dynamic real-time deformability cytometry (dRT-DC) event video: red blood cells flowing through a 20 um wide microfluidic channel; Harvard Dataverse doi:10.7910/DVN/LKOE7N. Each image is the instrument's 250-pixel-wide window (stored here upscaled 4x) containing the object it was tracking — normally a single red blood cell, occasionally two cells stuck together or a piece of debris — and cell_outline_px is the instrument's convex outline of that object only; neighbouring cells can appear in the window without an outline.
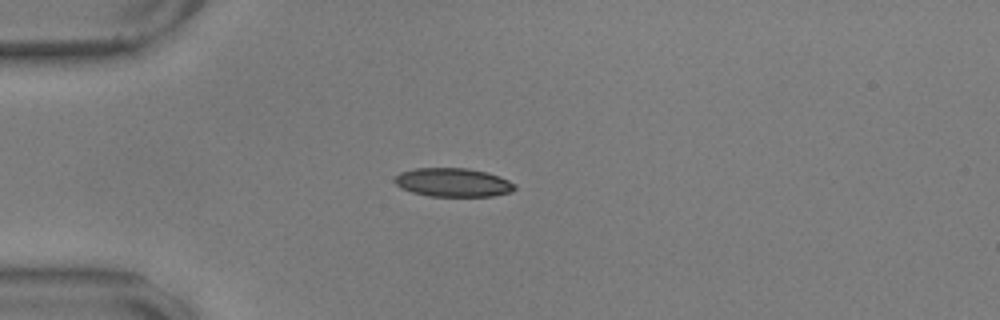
{"species": "common noctule bat (a hibernating species)", "species_latin": "Nyctalus noctula", "temperature_condition": "warm", "stored_images_in_passage": 42, "camera_frame_rate_fps": 3000, "um_per_image_px": 0.085, "animal": {"sex": "male", "body_mass_g": 17.9, "forearm_length_mm": 54.2}, "frame": {"image": 1, "passage_image": 1, "time_ms": 0.0, "image_size_px": [1000, 320], "cell_outline_px": [[516, 188], [512, 192], [492, 196], [428, 196], [412, 192], [400, 188], [392, 180], [400, 172], [416, 168], [468, 168], [488, 172], [500, 176], [516, 184]], "centroid_in_image_um": [38.52, 15.5], "position_along_channel_um": 46.5, "area_um2": 20.29}}
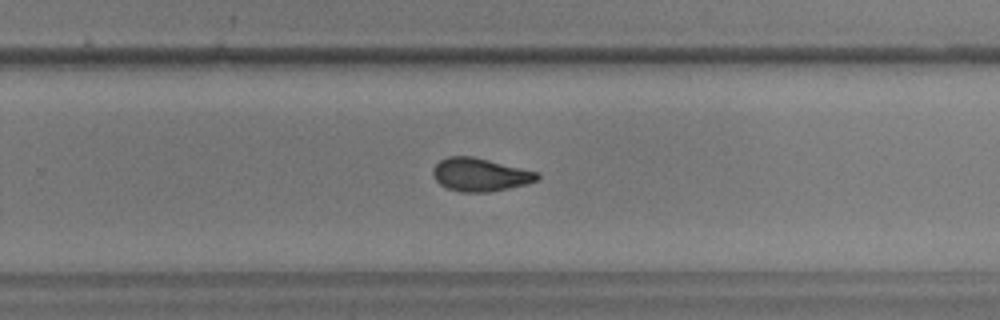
{"frame": {"image": 2, "passage_image": 23, "time_ms": 7.333, "image_size_px": [1000, 320], "cell_outline_px": [[540, 176], [536, 180], [524, 184], [508, 188], [488, 192], [460, 192], [448, 188], [440, 184], [432, 176], [432, 168], [440, 160], [448, 156], [472, 156], [540, 172]], "centroid_in_image_um": [40.78, 14.84], "position_along_channel_um": 289.0, "area_um2": 20.11}}
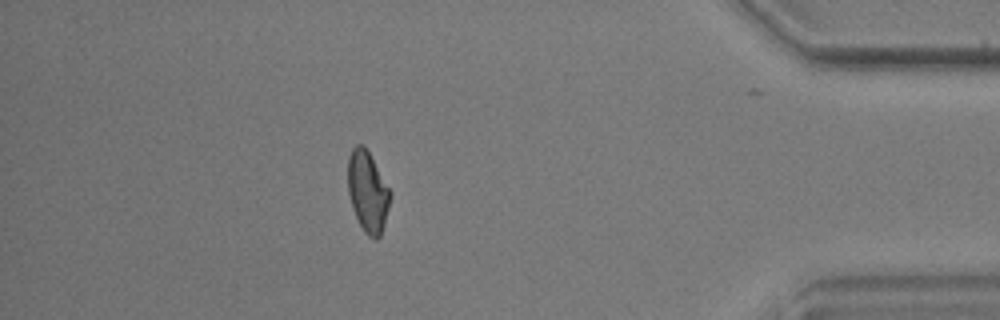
{"frame": {"image": 3, "passage_image": 36, "time_ms": 11.667, "image_size_px": [1000, 320], "cell_outline_px": [[392, 196], [384, 224], [380, 236], [376, 240], [368, 236], [364, 232], [352, 208], [348, 192], [348, 156], [352, 148], [356, 144], [364, 144], [392, 192]], "centroid_in_image_um": [31.26, 16.27], "position_along_channel_um": 403.9, "area_um2": 20.11}, "authors_computed_cell_mechanics": {"area_um2": 20.4034, "velocity_mm_per_s": 3.5699, "shape_relaxation_time_tau1_ms": 6.6141, "shape_relaxation_time_tau2_ms": 2.0386, "deformation_change_tau1": 0.1653, "deformation_change_tau2": 0.0822}}